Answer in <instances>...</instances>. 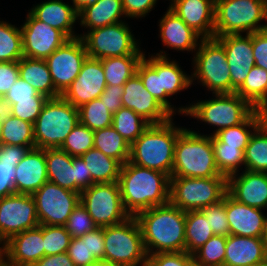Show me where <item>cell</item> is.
<instances>
[{
	"label": "cell",
	"mask_w": 267,
	"mask_h": 266,
	"mask_svg": "<svg viewBox=\"0 0 267 266\" xmlns=\"http://www.w3.org/2000/svg\"><path fill=\"white\" fill-rule=\"evenodd\" d=\"M118 184L124 208L130 216L170 201V176L129 160L121 167Z\"/></svg>",
	"instance_id": "obj_1"
},
{
	"label": "cell",
	"mask_w": 267,
	"mask_h": 266,
	"mask_svg": "<svg viewBox=\"0 0 267 266\" xmlns=\"http://www.w3.org/2000/svg\"><path fill=\"white\" fill-rule=\"evenodd\" d=\"M134 217L140 226L148 255L185 251V211L169 202L143 210Z\"/></svg>",
	"instance_id": "obj_2"
},
{
	"label": "cell",
	"mask_w": 267,
	"mask_h": 266,
	"mask_svg": "<svg viewBox=\"0 0 267 266\" xmlns=\"http://www.w3.org/2000/svg\"><path fill=\"white\" fill-rule=\"evenodd\" d=\"M171 118L149 127L130 146L129 161L140 167L157 170L172 176L174 149L184 128L175 127Z\"/></svg>",
	"instance_id": "obj_3"
},
{
	"label": "cell",
	"mask_w": 267,
	"mask_h": 266,
	"mask_svg": "<svg viewBox=\"0 0 267 266\" xmlns=\"http://www.w3.org/2000/svg\"><path fill=\"white\" fill-rule=\"evenodd\" d=\"M223 176L216 161L211 135L184 128L177 137L171 177L207 178Z\"/></svg>",
	"instance_id": "obj_4"
},
{
	"label": "cell",
	"mask_w": 267,
	"mask_h": 266,
	"mask_svg": "<svg viewBox=\"0 0 267 266\" xmlns=\"http://www.w3.org/2000/svg\"><path fill=\"white\" fill-rule=\"evenodd\" d=\"M78 124V108L62 96L49 98L33 124L35 148H60Z\"/></svg>",
	"instance_id": "obj_5"
},
{
	"label": "cell",
	"mask_w": 267,
	"mask_h": 266,
	"mask_svg": "<svg viewBox=\"0 0 267 266\" xmlns=\"http://www.w3.org/2000/svg\"><path fill=\"white\" fill-rule=\"evenodd\" d=\"M266 17L267 0H215V37L265 30Z\"/></svg>",
	"instance_id": "obj_6"
},
{
	"label": "cell",
	"mask_w": 267,
	"mask_h": 266,
	"mask_svg": "<svg viewBox=\"0 0 267 266\" xmlns=\"http://www.w3.org/2000/svg\"><path fill=\"white\" fill-rule=\"evenodd\" d=\"M104 260L116 266H146L140 226L134 216L120 224L104 227Z\"/></svg>",
	"instance_id": "obj_7"
},
{
	"label": "cell",
	"mask_w": 267,
	"mask_h": 266,
	"mask_svg": "<svg viewBox=\"0 0 267 266\" xmlns=\"http://www.w3.org/2000/svg\"><path fill=\"white\" fill-rule=\"evenodd\" d=\"M215 97L184 108L180 107L178 112L200 119L208 125L217 126L212 134L215 135L220 130L243 123L256 110L236 93L215 94Z\"/></svg>",
	"instance_id": "obj_8"
},
{
	"label": "cell",
	"mask_w": 267,
	"mask_h": 266,
	"mask_svg": "<svg viewBox=\"0 0 267 266\" xmlns=\"http://www.w3.org/2000/svg\"><path fill=\"white\" fill-rule=\"evenodd\" d=\"M227 193L225 176L170 177V203L182 211L200 210L219 203Z\"/></svg>",
	"instance_id": "obj_9"
},
{
	"label": "cell",
	"mask_w": 267,
	"mask_h": 266,
	"mask_svg": "<svg viewBox=\"0 0 267 266\" xmlns=\"http://www.w3.org/2000/svg\"><path fill=\"white\" fill-rule=\"evenodd\" d=\"M199 41L191 83L197 78L213 94H231V77L223 45L215 37Z\"/></svg>",
	"instance_id": "obj_10"
},
{
	"label": "cell",
	"mask_w": 267,
	"mask_h": 266,
	"mask_svg": "<svg viewBox=\"0 0 267 266\" xmlns=\"http://www.w3.org/2000/svg\"><path fill=\"white\" fill-rule=\"evenodd\" d=\"M87 32L79 37L84 41L88 57L101 60L108 57L144 55L129 26L123 21Z\"/></svg>",
	"instance_id": "obj_11"
},
{
	"label": "cell",
	"mask_w": 267,
	"mask_h": 266,
	"mask_svg": "<svg viewBox=\"0 0 267 266\" xmlns=\"http://www.w3.org/2000/svg\"><path fill=\"white\" fill-rule=\"evenodd\" d=\"M80 203L98 227L120 224L131 217L124 208L118 182L91 185L81 191Z\"/></svg>",
	"instance_id": "obj_12"
},
{
	"label": "cell",
	"mask_w": 267,
	"mask_h": 266,
	"mask_svg": "<svg viewBox=\"0 0 267 266\" xmlns=\"http://www.w3.org/2000/svg\"><path fill=\"white\" fill-rule=\"evenodd\" d=\"M40 225L65 226L80 203V194L46 182L33 195Z\"/></svg>",
	"instance_id": "obj_13"
},
{
	"label": "cell",
	"mask_w": 267,
	"mask_h": 266,
	"mask_svg": "<svg viewBox=\"0 0 267 266\" xmlns=\"http://www.w3.org/2000/svg\"><path fill=\"white\" fill-rule=\"evenodd\" d=\"M39 225L32 195L14 193L0 199L1 245L14 235Z\"/></svg>",
	"instance_id": "obj_14"
},
{
	"label": "cell",
	"mask_w": 267,
	"mask_h": 266,
	"mask_svg": "<svg viewBox=\"0 0 267 266\" xmlns=\"http://www.w3.org/2000/svg\"><path fill=\"white\" fill-rule=\"evenodd\" d=\"M87 57L84 41L77 37L67 40L45 59L54 87L60 95L76 79Z\"/></svg>",
	"instance_id": "obj_15"
},
{
	"label": "cell",
	"mask_w": 267,
	"mask_h": 266,
	"mask_svg": "<svg viewBox=\"0 0 267 266\" xmlns=\"http://www.w3.org/2000/svg\"><path fill=\"white\" fill-rule=\"evenodd\" d=\"M23 56L46 59L69 38L60 30L37 20L30 12L21 26Z\"/></svg>",
	"instance_id": "obj_16"
},
{
	"label": "cell",
	"mask_w": 267,
	"mask_h": 266,
	"mask_svg": "<svg viewBox=\"0 0 267 266\" xmlns=\"http://www.w3.org/2000/svg\"><path fill=\"white\" fill-rule=\"evenodd\" d=\"M106 86L101 60L87 57L80 73L61 96L74 107L79 108L99 98Z\"/></svg>",
	"instance_id": "obj_17"
},
{
	"label": "cell",
	"mask_w": 267,
	"mask_h": 266,
	"mask_svg": "<svg viewBox=\"0 0 267 266\" xmlns=\"http://www.w3.org/2000/svg\"><path fill=\"white\" fill-rule=\"evenodd\" d=\"M224 47L230 77H231V94L244 83L250 70L255 66L252 49V33L246 34H229L215 37Z\"/></svg>",
	"instance_id": "obj_18"
},
{
	"label": "cell",
	"mask_w": 267,
	"mask_h": 266,
	"mask_svg": "<svg viewBox=\"0 0 267 266\" xmlns=\"http://www.w3.org/2000/svg\"><path fill=\"white\" fill-rule=\"evenodd\" d=\"M123 90V107L132 109L150 124H162L172 118V114L146 90L137 73L123 85Z\"/></svg>",
	"instance_id": "obj_19"
},
{
	"label": "cell",
	"mask_w": 267,
	"mask_h": 266,
	"mask_svg": "<svg viewBox=\"0 0 267 266\" xmlns=\"http://www.w3.org/2000/svg\"><path fill=\"white\" fill-rule=\"evenodd\" d=\"M43 225L14 235L2 246V257L11 266H33L44 257Z\"/></svg>",
	"instance_id": "obj_20"
},
{
	"label": "cell",
	"mask_w": 267,
	"mask_h": 266,
	"mask_svg": "<svg viewBox=\"0 0 267 266\" xmlns=\"http://www.w3.org/2000/svg\"><path fill=\"white\" fill-rule=\"evenodd\" d=\"M242 173L227 178V193L239 203L267 208V173L249 170Z\"/></svg>",
	"instance_id": "obj_21"
},
{
	"label": "cell",
	"mask_w": 267,
	"mask_h": 266,
	"mask_svg": "<svg viewBox=\"0 0 267 266\" xmlns=\"http://www.w3.org/2000/svg\"><path fill=\"white\" fill-rule=\"evenodd\" d=\"M169 9L202 39L215 37V0H178Z\"/></svg>",
	"instance_id": "obj_22"
},
{
	"label": "cell",
	"mask_w": 267,
	"mask_h": 266,
	"mask_svg": "<svg viewBox=\"0 0 267 266\" xmlns=\"http://www.w3.org/2000/svg\"><path fill=\"white\" fill-rule=\"evenodd\" d=\"M15 173V192L33 195L48 182L45 149H29L15 167Z\"/></svg>",
	"instance_id": "obj_23"
},
{
	"label": "cell",
	"mask_w": 267,
	"mask_h": 266,
	"mask_svg": "<svg viewBox=\"0 0 267 266\" xmlns=\"http://www.w3.org/2000/svg\"><path fill=\"white\" fill-rule=\"evenodd\" d=\"M226 215L230 235L263 237L267 216L260 208L239 203L226 193Z\"/></svg>",
	"instance_id": "obj_24"
},
{
	"label": "cell",
	"mask_w": 267,
	"mask_h": 266,
	"mask_svg": "<svg viewBox=\"0 0 267 266\" xmlns=\"http://www.w3.org/2000/svg\"><path fill=\"white\" fill-rule=\"evenodd\" d=\"M266 259L262 237L226 236L224 266H251Z\"/></svg>",
	"instance_id": "obj_25"
},
{
	"label": "cell",
	"mask_w": 267,
	"mask_h": 266,
	"mask_svg": "<svg viewBox=\"0 0 267 266\" xmlns=\"http://www.w3.org/2000/svg\"><path fill=\"white\" fill-rule=\"evenodd\" d=\"M160 37L163 44L174 50H197L200 35L190 28L180 17L170 9L159 22Z\"/></svg>",
	"instance_id": "obj_26"
},
{
	"label": "cell",
	"mask_w": 267,
	"mask_h": 266,
	"mask_svg": "<svg viewBox=\"0 0 267 266\" xmlns=\"http://www.w3.org/2000/svg\"><path fill=\"white\" fill-rule=\"evenodd\" d=\"M30 13L39 21L62 31L69 39L79 37L74 34L73 25L78 20V13L73 6L62 0H48L34 6Z\"/></svg>",
	"instance_id": "obj_27"
},
{
	"label": "cell",
	"mask_w": 267,
	"mask_h": 266,
	"mask_svg": "<svg viewBox=\"0 0 267 266\" xmlns=\"http://www.w3.org/2000/svg\"><path fill=\"white\" fill-rule=\"evenodd\" d=\"M160 52L150 59H146L144 54L143 58L161 75L162 90L170 97L189 88L192 85L191 76L184 73L176 61H170L165 52Z\"/></svg>",
	"instance_id": "obj_28"
},
{
	"label": "cell",
	"mask_w": 267,
	"mask_h": 266,
	"mask_svg": "<svg viewBox=\"0 0 267 266\" xmlns=\"http://www.w3.org/2000/svg\"><path fill=\"white\" fill-rule=\"evenodd\" d=\"M125 15L122 0H98L78 13L80 25L90 30L113 25L122 20L119 18Z\"/></svg>",
	"instance_id": "obj_29"
},
{
	"label": "cell",
	"mask_w": 267,
	"mask_h": 266,
	"mask_svg": "<svg viewBox=\"0 0 267 266\" xmlns=\"http://www.w3.org/2000/svg\"><path fill=\"white\" fill-rule=\"evenodd\" d=\"M19 77L31 85L38 93L48 98L61 96L55 89L45 59L23 57L18 61Z\"/></svg>",
	"instance_id": "obj_30"
},
{
	"label": "cell",
	"mask_w": 267,
	"mask_h": 266,
	"mask_svg": "<svg viewBox=\"0 0 267 266\" xmlns=\"http://www.w3.org/2000/svg\"><path fill=\"white\" fill-rule=\"evenodd\" d=\"M48 181L76 192L73 156L60 148L45 149Z\"/></svg>",
	"instance_id": "obj_31"
},
{
	"label": "cell",
	"mask_w": 267,
	"mask_h": 266,
	"mask_svg": "<svg viewBox=\"0 0 267 266\" xmlns=\"http://www.w3.org/2000/svg\"><path fill=\"white\" fill-rule=\"evenodd\" d=\"M90 170L93 184L118 182L122 164L99 149L92 148L80 156Z\"/></svg>",
	"instance_id": "obj_32"
},
{
	"label": "cell",
	"mask_w": 267,
	"mask_h": 266,
	"mask_svg": "<svg viewBox=\"0 0 267 266\" xmlns=\"http://www.w3.org/2000/svg\"><path fill=\"white\" fill-rule=\"evenodd\" d=\"M266 119L267 113L256 109L243 123L220 130L215 136L224 143L225 146L237 147V149H241L245 152L250 137L254 133L249 129L251 128L255 131Z\"/></svg>",
	"instance_id": "obj_33"
},
{
	"label": "cell",
	"mask_w": 267,
	"mask_h": 266,
	"mask_svg": "<svg viewBox=\"0 0 267 266\" xmlns=\"http://www.w3.org/2000/svg\"><path fill=\"white\" fill-rule=\"evenodd\" d=\"M235 93L267 113V71L255 65Z\"/></svg>",
	"instance_id": "obj_34"
},
{
	"label": "cell",
	"mask_w": 267,
	"mask_h": 266,
	"mask_svg": "<svg viewBox=\"0 0 267 266\" xmlns=\"http://www.w3.org/2000/svg\"><path fill=\"white\" fill-rule=\"evenodd\" d=\"M144 55H126L101 59L107 86H123L134 74Z\"/></svg>",
	"instance_id": "obj_35"
},
{
	"label": "cell",
	"mask_w": 267,
	"mask_h": 266,
	"mask_svg": "<svg viewBox=\"0 0 267 266\" xmlns=\"http://www.w3.org/2000/svg\"><path fill=\"white\" fill-rule=\"evenodd\" d=\"M1 144L35 148L33 124L3 113Z\"/></svg>",
	"instance_id": "obj_36"
},
{
	"label": "cell",
	"mask_w": 267,
	"mask_h": 266,
	"mask_svg": "<svg viewBox=\"0 0 267 266\" xmlns=\"http://www.w3.org/2000/svg\"><path fill=\"white\" fill-rule=\"evenodd\" d=\"M130 146L112 125L94 131V148L118 160L122 165L130 158Z\"/></svg>",
	"instance_id": "obj_37"
},
{
	"label": "cell",
	"mask_w": 267,
	"mask_h": 266,
	"mask_svg": "<svg viewBox=\"0 0 267 266\" xmlns=\"http://www.w3.org/2000/svg\"><path fill=\"white\" fill-rule=\"evenodd\" d=\"M213 236L208 219L200 210L186 212L185 252L193 254Z\"/></svg>",
	"instance_id": "obj_38"
},
{
	"label": "cell",
	"mask_w": 267,
	"mask_h": 266,
	"mask_svg": "<svg viewBox=\"0 0 267 266\" xmlns=\"http://www.w3.org/2000/svg\"><path fill=\"white\" fill-rule=\"evenodd\" d=\"M244 154L245 170L267 173V119L250 137Z\"/></svg>",
	"instance_id": "obj_39"
},
{
	"label": "cell",
	"mask_w": 267,
	"mask_h": 266,
	"mask_svg": "<svg viewBox=\"0 0 267 266\" xmlns=\"http://www.w3.org/2000/svg\"><path fill=\"white\" fill-rule=\"evenodd\" d=\"M149 125L150 123L144 118L136 114L132 109L126 107H121L115 114H113V128L130 145L140 137Z\"/></svg>",
	"instance_id": "obj_40"
},
{
	"label": "cell",
	"mask_w": 267,
	"mask_h": 266,
	"mask_svg": "<svg viewBox=\"0 0 267 266\" xmlns=\"http://www.w3.org/2000/svg\"><path fill=\"white\" fill-rule=\"evenodd\" d=\"M211 143L220 174L228 178L238 173L240 165H244V151L237 147L225 146L215 135H211Z\"/></svg>",
	"instance_id": "obj_41"
},
{
	"label": "cell",
	"mask_w": 267,
	"mask_h": 266,
	"mask_svg": "<svg viewBox=\"0 0 267 266\" xmlns=\"http://www.w3.org/2000/svg\"><path fill=\"white\" fill-rule=\"evenodd\" d=\"M23 57L21 29L0 21V62H15Z\"/></svg>",
	"instance_id": "obj_42"
},
{
	"label": "cell",
	"mask_w": 267,
	"mask_h": 266,
	"mask_svg": "<svg viewBox=\"0 0 267 266\" xmlns=\"http://www.w3.org/2000/svg\"><path fill=\"white\" fill-rule=\"evenodd\" d=\"M79 123L96 131L112 125L113 115L106 105L97 98L78 108Z\"/></svg>",
	"instance_id": "obj_43"
},
{
	"label": "cell",
	"mask_w": 267,
	"mask_h": 266,
	"mask_svg": "<svg viewBox=\"0 0 267 266\" xmlns=\"http://www.w3.org/2000/svg\"><path fill=\"white\" fill-rule=\"evenodd\" d=\"M226 236L214 235L192 255L199 266H224Z\"/></svg>",
	"instance_id": "obj_44"
},
{
	"label": "cell",
	"mask_w": 267,
	"mask_h": 266,
	"mask_svg": "<svg viewBox=\"0 0 267 266\" xmlns=\"http://www.w3.org/2000/svg\"><path fill=\"white\" fill-rule=\"evenodd\" d=\"M136 73L140 76L146 90L156 98L172 115L176 111L166 97H169L162 90L161 75L143 58L138 66Z\"/></svg>",
	"instance_id": "obj_45"
},
{
	"label": "cell",
	"mask_w": 267,
	"mask_h": 266,
	"mask_svg": "<svg viewBox=\"0 0 267 266\" xmlns=\"http://www.w3.org/2000/svg\"><path fill=\"white\" fill-rule=\"evenodd\" d=\"M93 147L94 131L79 123L66 137L60 149L70 156L80 157Z\"/></svg>",
	"instance_id": "obj_46"
},
{
	"label": "cell",
	"mask_w": 267,
	"mask_h": 266,
	"mask_svg": "<svg viewBox=\"0 0 267 266\" xmlns=\"http://www.w3.org/2000/svg\"><path fill=\"white\" fill-rule=\"evenodd\" d=\"M71 239L65 226L43 225L44 256L67 252Z\"/></svg>",
	"instance_id": "obj_47"
},
{
	"label": "cell",
	"mask_w": 267,
	"mask_h": 266,
	"mask_svg": "<svg viewBox=\"0 0 267 266\" xmlns=\"http://www.w3.org/2000/svg\"><path fill=\"white\" fill-rule=\"evenodd\" d=\"M97 227L87 209L81 203L73 210L65 224V228L72 238L82 237L85 233L91 232Z\"/></svg>",
	"instance_id": "obj_48"
},
{
	"label": "cell",
	"mask_w": 267,
	"mask_h": 266,
	"mask_svg": "<svg viewBox=\"0 0 267 266\" xmlns=\"http://www.w3.org/2000/svg\"><path fill=\"white\" fill-rule=\"evenodd\" d=\"M200 211L208 219L214 235H230V228L226 215V194L219 203L206 206L200 209Z\"/></svg>",
	"instance_id": "obj_49"
},
{
	"label": "cell",
	"mask_w": 267,
	"mask_h": 266,
	"mask_svg": "<svg viewBox=\"0 0 267 266\" xmlns=\"http://www.w3.org/2000/svg\"><path fill=\"white\" fill-rule=\"evenodd\" d=\"M48 99V97L38 93L31 85L19 77L3 97V103L5 110H7L12 104L18 103V101Z\"/></svg>",
	"instance_id": "obj_50"
},
{
	"label": "cell",
	"mask_w": 267,
	"mask_h": 266,
	"mask_svg": "<svg viewBox=\"0 0 267 266\" xmlns=\"http://www.w3.org/2000/svg\"><path fill=\"white\" fill-rule=\"evenodd\" d=\"M193 255L187 252H159L148 255L146 266H191Z\"/></svg>",
	"instance_id": "obj_51"
},
{
	"label": "cell",
	"mask_w": 267,
	"mask_h": 266,
	"mask_svg": "<svg viewBox=\"0 0 267 266\" xmlns=\"http://www.w3.org/2000/svg\"><path fill=\"white\" fill-rule=\"evenodd\" d=\"M47 100H25L12 104L6 111L14 117L32 124L37 120Z\"/></svg>",
	"instance_id": "obj_52"
},
{
	"label": "cell",
	"mask_w": 267,
	"mask_h": 266,
	"mask_svg": "<svg viewBox=\"0 0 267 266\" xmlns=\"http://www.w3.org/2000/svg\"><path fill=\"white\" fill-rule=\"evenodd\" d=\"M67 253L75 266H88L97 259L89 253L88 233L82 237L72 238Z\"/></svg>",
	"instance_id": "obj_53"
},
{
	"label": "cell",
	"mask_w": 267,
	"mask_h": 266,
	"mask_svg": "<svg viewBox=\"0 0 267 266\" xmlns=\"http://www.w3.org/2000/svg\"><path fill=\"white\" fill-rule=\"evenodd\" d=\"M252 49L255 65L267 71V31L252 33Z\"/></svg>",
	"instance_id": "obj_54"
},
{
	"label": "cell",
	"mask_w": 267,
	"mask_h": 266,
	"mask_svg": "<svg viewBox=\"0 0 267 266\" xmlns=\"http://www.w3.org/2000/svg\"><path fill=\"white\" fill-rule=\"evenodd\" d=\"M19 78L18 61L0 62V95L4 97Z\"/></svg>",
	"instance_id": "obj_55"
},
{
	"label": "cell",
	"mask_w": 267,
	"mask_h": 266,
	"mask_svg": "<svg viewBox=\"0 0 267 266\" xmlns=\"http://www.w3.org/2000/svg\"><path fill=\"white\" fill-rule=\"evenodd\" d=\"M15 167L13 163L0 162V199L16 193L14 186Z\"/></svg>",
	"instance_id": "obj_56"
},
{
	"label": "cell",
	"mask_w": 267,
	"mask_h": 266,
	"mask_svg": "<svg viewBox=\"0 0 267 266\" xmlns=\"http://www.w3.org/2000/svg\"><path fill=\"white\" fill-rule=\"evenodd\" d=\"M157 3V0H122L125 17H145Z\"/></svg>",
	"instance_id": "obj_57"
},
{
	"label": "cell",
	"mask_w": 267,
	"mask_h": 266,
	"mask_svg": "<svg viewBox=\"0 0 267 266\" xmlns=\"http://www.w3.org/2000/svg\"><path fill=\"white\" fill-rule=\"evenodd\" d=\"M123 92V86H106L105 90L99 97L112 115L115 114L121 107H123Z\"/></svg>",
	"instance_id": "obj_58"
},
{
	"label": "cell",
	"mask_w": 267,
	"mask_h": 266,
	"mask_svg": "<svg viewBox=\"0 0 267 266\" xmlns=\"http://www.w3.org/2000/svg\"><path fill=\"white\" fill-rule=\"evenodd\" d=\"M73 168L76 173V193L89 188L93 185L90 170L86 167L85 162L81 157H73Z\"/></svg>",
	"instance_id": "obj_59"
},
{
	"label": "cell",
	"mask_w": 267,
	"mask_h": 266,
	"mask_svg": "<svg viewBox=\"0 0 267 266\" xmlns=\"http://www.w3.org/2000/svg\"><path fill=\"white\" fill-rule=\"evenodd\" d=\"M89 253L97 260H104L105 243L104 227H97L95 230L88 232Z\"/></svg>",
	"instance_id": "obj_60"
},
{
	"label": "cell",
	"mask_w": 267,
	"mask_h": 266,
	"mask_svg": "<svg viewBox=\"0 0 267 266\" xmlns=\"http://www.w3.org/2000/svg\"><path fill=\"white\" fill-rule=\"evenodd\" d=\"M29 148L0 144V162L13 163L15 166L23 159Z\"/></svg>",
	"instance_id": "obj_61"
},
{
	"label": "cell",
	"mask_w": 267,
	"mask_h": 266,
	"mask_svg": "<svg viewBox=\"0 0 267 266\" xmlns=\"http://www.w3.org/2000/svg\"><path fill=\"white\" fill-rule=\"evenodd\" d=\"M33 266H75L67 252L42 257Z\"/></svg>",
	"instance_id": "obj_62"
},
{
	"label": "cell",
	"mask_w": 267,
	"mask_h": 266,
	"mask_svg": "<svg viewBox=\"0 0 267 266\" xmlns=\"http://www.w3.org/2000/svg\"><path fill=\"white\" fill-rule=\"evenodd\" d=\"M73 1V8L79 13L84 8L95 4L98 0H72Z\"/></svg>",
	"instance_id": "obj_63"
},
{
	"label": "cell",
	"mask_w": 267,
	"mask_h": 266,
	"mask_svg": "<svg viewBox=\"0 0 267 266\" xmlns=\"http://www.w3.org/2000/svg\"><path fill=\"white\" fill-rule=\"evenodd\" d=\"M88 266H116L106 260H97Z\"/></svg>",
	"instance_id": "obj_64"
},
{
	"label": "cell",
	"mask_w": 267,
	"mask_h": 266,
	"mask_svg": "<svg viewBox=\"0 0 267 266\" xmlns=\"http://www.w3.org/2000/svg\"><path fill=\"white\" fill-rule=\"evenodd\" d=\"M263 244H264V247H265V251H266V254H267V219H266V223H265V228H264V233H263Z\"/></svg>",
	"instance_id": "obj_65"
},
{
	"label": "cell",
	"mask_w": 267,
	"mask_h": 266,
	"mask_svg": "<svg viewBox=\"0 0 267 266\" xmlns=\"http://www.w3.org/2000/svg\"><path fill=\"white\" fill-rule=\"evenodd\" d=\"M5 107H4V103H3V97L0 95V114L4 113Z\"/></svg>",
	"instance_id": "obj_66"
},
{
	"label": "cell",
	"mask_w": 267,
	"mask_h": 266,
	"mask_svg": "<svg viewBox=\"0 0 267 266\" xmlns=\"http://www.w3.org/2000/svg\"><path fill=\"white\" fill-rule=\"evenodd\" d=\"M0 266H11L3 257L0 259Z\"/></svg>",
	"instance_id": "obj_67"
},
{
	"label": "cell",
	"mask_w": 267,
	"mask_h": 266,
	"mask_svg": "<svg viewBox=\"0 0 267 266\" xmlns=\"http://www.w3.org/2000/svg\"><path fill=\"white\" fill-rule=\"evenodd\" d=\"M2 120H3V113L0 114V144H1V134H2Z\"/></svg>",
	"instance_id": "obj_68"
},
{
	"label": "cell",
	"mask_w": 267,
	"mask_h": 266,
	"mask_svg": "<svg viewBox=\"0 0 267 266\" xmlns=\"http://www.w3.org/2000/svg\"><path fill=\"white\" fill-rule=\"evenodd\" d=\"M251 266H267V259L260 262V263H257V264H254V265H251Z\"/></svg>",
	"instance_id": "obj_69"
},
{
	"label": "cell",
	"mask_w": 267,
	"mask_h": 266,
	"mask_svg": "<svg viewBox=\"0 0 267 266\" xmlns=\"http://www.w3.org/2000/svg\"><path fill=\"white\" fill-rule=\"evenodd\" d=\"M1 244V243H0ZM1 246V245H0ZM2 258V247H0V259Z\"/></svg>",
	"instance_id": "obj_70"
},
{
	"label": "cell",
	"mask_w": 267,
	"mask_h": 266,
	"mask_svg": "<svg viewBox=\"0 0 267 266\" xmlns=\"http://www.w3.org/2000/svg\"><path fill=\"white\" fill-rule=\"evenodd\" d=\"M171 1H172V3H171V5H172L173 3L177 2L178 0H171Z\"/></svg>",
	"instance_id": "obj_71"
}]
</instances>
